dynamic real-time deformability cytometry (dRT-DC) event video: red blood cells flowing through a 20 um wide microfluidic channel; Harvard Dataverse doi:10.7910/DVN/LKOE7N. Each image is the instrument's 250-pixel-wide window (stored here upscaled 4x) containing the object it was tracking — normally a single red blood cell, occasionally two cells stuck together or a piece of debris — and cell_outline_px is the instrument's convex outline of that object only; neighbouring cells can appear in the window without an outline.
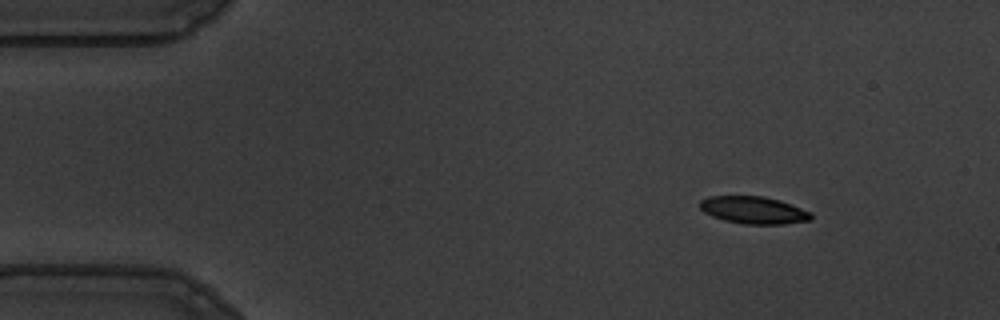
{"species": "common noctule bat (a hibernating species)", "species_latin": "Nyctalus noctula", "temperature_condition": "warm", "stored_images_in_passage": 49, "camera_frame_rate_fps": 3000, "um_per_image_px": 0.085, "animal": {"sex": "male", "body_mass_g": 19.5, "forearm_length_mm": 54.6}, "frame": {"image": 1, "passage_image": 1, "time_ms": 0.0, "image_size_px": [1000, 320], "cell_outline_px": [[812, 220], [784, 224], [744, 224], [724, 220], [712, 216], [704, 212], [700, 208], [700, 200], [708, 196], [764, 196], [780, 200], [812, 212]], "centroid_in_image_um": [64.07, 17.86], "position_along_channel_um": 20.9, "area_um2": 17.8}}
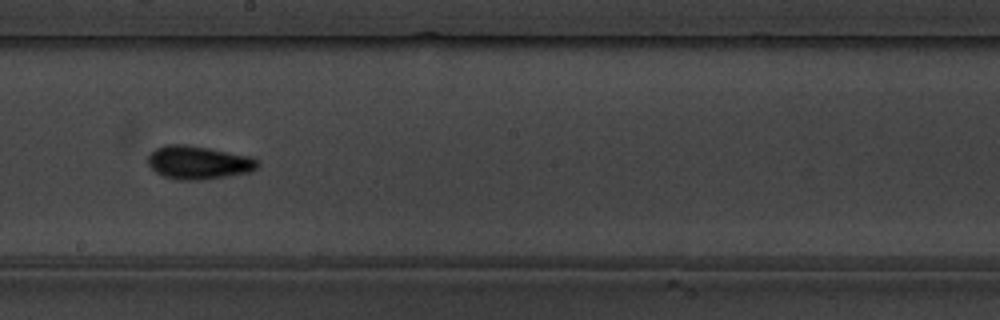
{"frame": {"image": 2, "passage_image": 25, "time_ms": 8.0, "image_size_px": [1000, 320], "cell_outline_px": [[260, 164], [256, 168], [248, 172], [200, 180], [180, 180], [164, 176], [156, 172], [148, 164], [148, 156], [156, 148], [168, 144], [184, 144], [208, 148], [248, 156], [260, 160]], "centroid_in_image_um": [16.86, 13.81], "position_along_channel_um": 231.3, "area_um2": 20.98}}
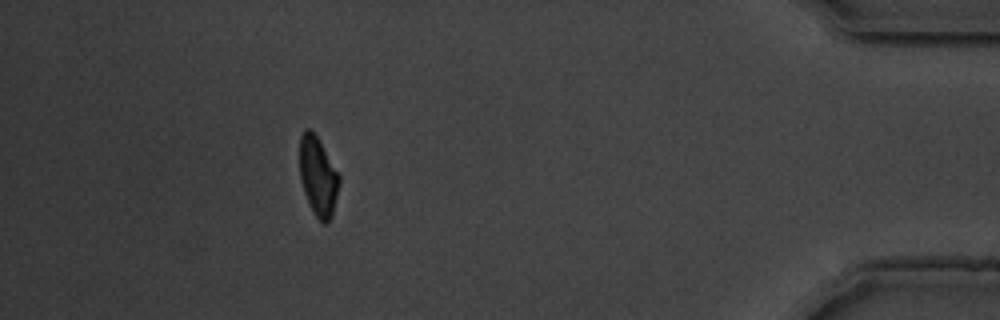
{"frame": {"image": 3, "passage_image": 44, "time_ms": 14.333, "image_size_px": [1000, 320], "cell_outline_px": [[340, 184], [332, 216], [324, 224], [312, 212], [304, 192], [300, 176], [300, 136], [304, 128], [308, 128], [316, 136], [340, 176]], "centroid_in_image_um": [27.03, 15.01], "position_along_channel_um": 408.2, "area_um2": 17.98}, "authors_computed_cell_mechanics": {"area_um2": 18.785, "velocity_mm_per_s": 3.6401, "shape_relaxation_time_tau1_ms": 4.0572, "shape_relaxation_time_tau2_ms": 2.9877, "deformation_change_tau1": 0.1498, "deformation_change_tau2": 0.0953}}